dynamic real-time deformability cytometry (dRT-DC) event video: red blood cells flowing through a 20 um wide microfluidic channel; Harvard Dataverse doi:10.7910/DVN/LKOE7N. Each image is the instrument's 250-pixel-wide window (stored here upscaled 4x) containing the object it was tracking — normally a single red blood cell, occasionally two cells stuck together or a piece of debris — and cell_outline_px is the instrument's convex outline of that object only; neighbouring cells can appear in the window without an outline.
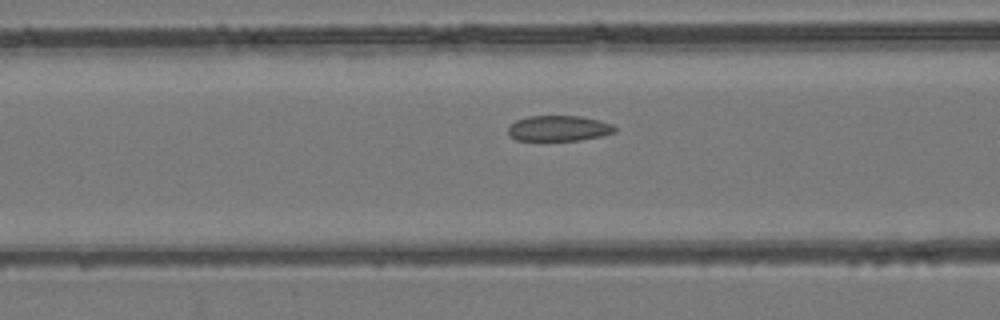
{"species": "common noctule bat (a hibernating species)", "species_latin": "Nyctalus noctula", "temperature_condition": "room temperature", "stored_images_in_passage": 34, "camera_frame_rate_fps": 3000, "um_per_image_px": 0.085, "animal": {"sex": "female", "body_mass_g": 24.6, "forearm_length_mm": 56.2}, "frame": {"image": 1, "passage_image": 20, "time_ms": 6.333, "image_size_px": [1000, 320], "cell_outline_px": [[616, 132], [600, 136], [580, 140], [516, 140], [508, 136], [508, 128], [516, 120], [528, 116], [580, 116], [600, 120], [612, 124], [616, 128]], "centroid_in_image_um": [47.49, 10.9], "position_along_channel_um": 119.1, "area_um2": 15.9}}
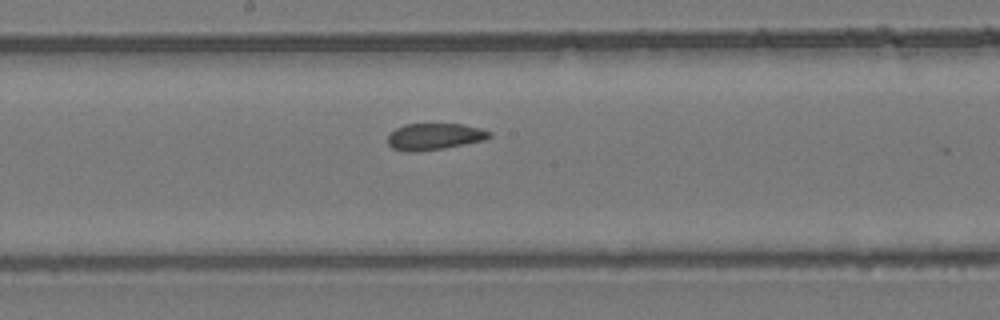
{"frame": {"image": 2, "passage_image": 27, "time_ms": 8.667, "image_size_px": [1000, 320], "cell_outline_px": [[492, 136], [484, 140], [444, 148], [416, 152], [408, 152], [392, 148], [388, 144], [388, 136], [396, 128], [404, 124], [464, 124], [480, 128], [492, 132]], "centroid_in_image_um": [36.93, 11.6], "position_along_channel_um": 211.3, "area_um2": 15.78}}
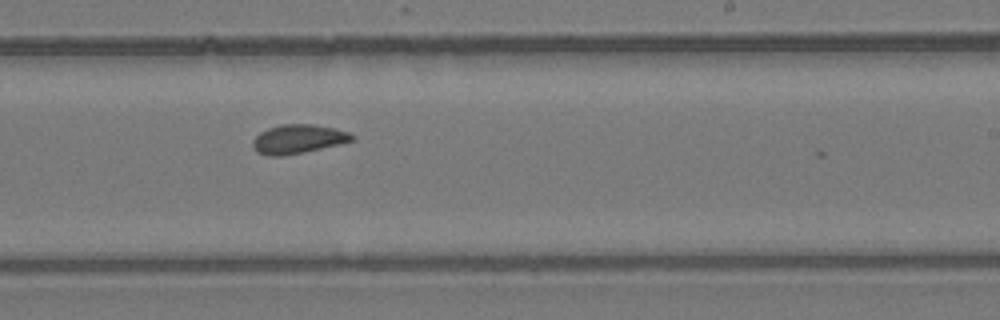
{"frame": {"image": 3, "passage_image": 31, "time_ms": 10.0, "image_size_px": [1000, 320], "cell_outline_px": [[356, 140], [340, 144], [304, 152], [280, 156], [268, 156], [256, 152], [252, 148], [252, 140], [260, 132], [268, 128], [284, 124], [312, 124], [332, 128], [348, 132], [356, 136]], "centroid_in_image_um": [25.33, 11.83], "position_along_channel_um": 263.7, "area_um2": 16.82}}